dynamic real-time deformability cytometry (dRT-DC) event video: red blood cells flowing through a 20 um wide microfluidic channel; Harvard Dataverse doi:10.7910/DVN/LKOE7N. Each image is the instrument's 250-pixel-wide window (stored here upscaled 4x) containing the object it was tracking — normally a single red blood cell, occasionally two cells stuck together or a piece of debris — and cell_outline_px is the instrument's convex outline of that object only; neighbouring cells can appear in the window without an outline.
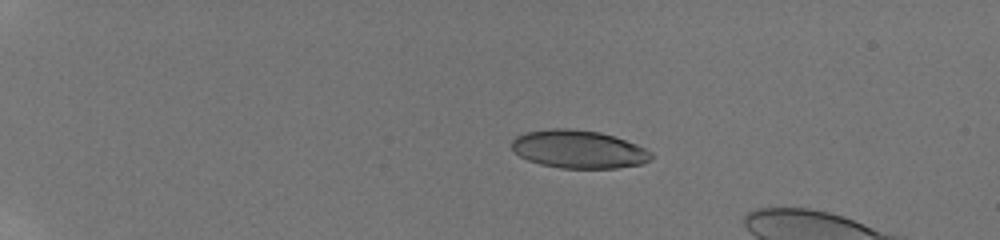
{"species": "human", "species_latin": "Homo sapiens", "temperature_condition": "room temperature", "stored_images_in_passage": 44, "camera_frame_rate_fps": 3000, "um_per_image_px": 0.085, "donor": {"sex": "male"}, "frame": {"image": 1, "passage_image": 1, "time_ms": 0.0, "image_size_px": [1000, 240], "cell_outline_px": [[652, 156], [648, 160], [640, 164], [616, 168], [560, 168], [540, 164], [528, 160], [520, 156], [512, 148], [512, 140], [516, 136], [524, 132], [552, 128], [568, 128], [600, 132], [636, 144], [652, 152]], "centroid_in_image_um": [49.14, 12.68], "position_along_channel_um": 35.9, "area_um2": 30.75}}
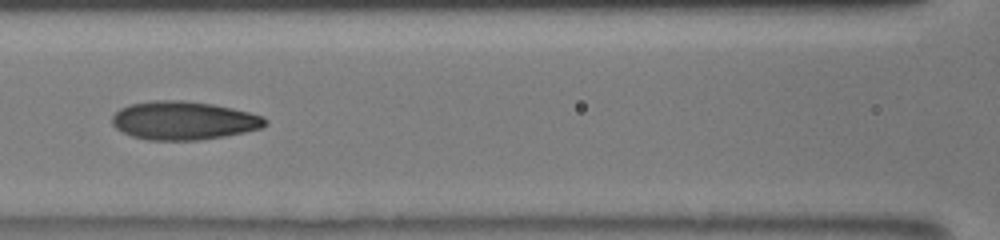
{"frame": {"image": 2, "passage_image": 17, "time_ms": 5.333, "image_size_px": [1000, 240], "cell_outline_px": [[268, 124], [260, 128], [244, 132], [224, 136], [196, 140], [148, 140], [132, 136], [116, 128], [112, 124], [112, 116], [120, 108], [128, 104], [152, 100], [184, 100], [212, 104], [232, 108], [264, 116], [268, 120]], "centroid_in_image_um": [15.6, 10.23], "position_along_channel_um": 151.0, "area_um2": 34.33}}
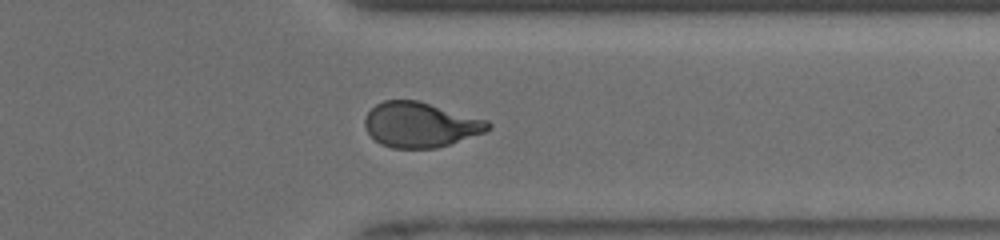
{"frame": {"image": 3, "passage_image": 34, "time_ms": 11.0, "image_size_px": [1000, 240], "cell_outline_px": [[492, 128], [484, 132], [436, 148], [392, 148], [380, 144], [368, 132], [364, 124], [364, 120], [368, 112], [376, 104], [384, 100], [416, 100], [488, 120], [492, 124]], "centroid_in_image_um": [35.72, 10.6], "position_along_channel_um": 375.7, "area_um2": 32.08}}